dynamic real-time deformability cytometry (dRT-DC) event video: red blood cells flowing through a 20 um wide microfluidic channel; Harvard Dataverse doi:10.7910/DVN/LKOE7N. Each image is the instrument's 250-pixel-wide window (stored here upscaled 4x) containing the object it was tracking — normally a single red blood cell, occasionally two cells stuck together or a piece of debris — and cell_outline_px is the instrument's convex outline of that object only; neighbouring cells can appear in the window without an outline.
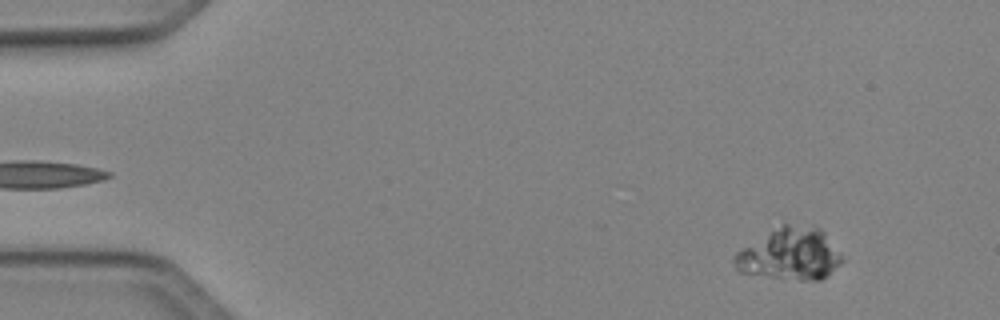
{"species": "Egyptian fruit bat (a non-hibernating species)", "species_latin": "Rousettus aegyptiacus", "temperature_condition": "cold", "stored_images_in_passage": 51, "camera_frame_rate_fps": 3000, "um_per_image_px": 0.085, "animal": {"sex": "female"}, "frame": {"image": 1, "passage_image": 5, "time_ms": 1.333, "image_size_px": [1000, 320], "cell_outline_px": [[844, 260], [840, 264], [820, 280], [800, 280], [736, 272], [732, 260], [732, 256], [740, 248], [784, 220], [816, 224], [824, 232], [840, 252]], "centroid_in_image_um": [67.1, 21.51], "position_along_channel_um": 17.9, "area_um2": 33.81}}
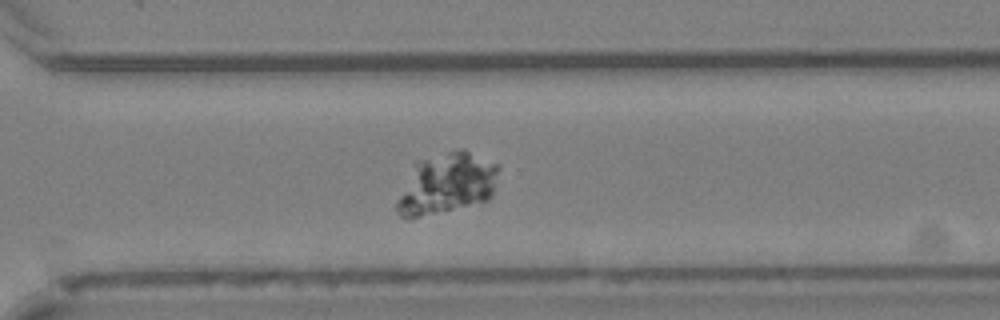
{"frame": {"image": 2, "passage_image": 37, "time_ms": 12.0, "image_size_px": [1000, 320], "cell_outline_px": [[500, 168], [492, 196], [488, 200], [416, 216], [400, 216], [396, 208], [396, 204], [412, 160], [456, 148], [464, 148], [500, 164]], "centroid_in_image_um": [37.98, 15.49], "position_along_channel_um": 332.6, "area_um2": 36.41}}
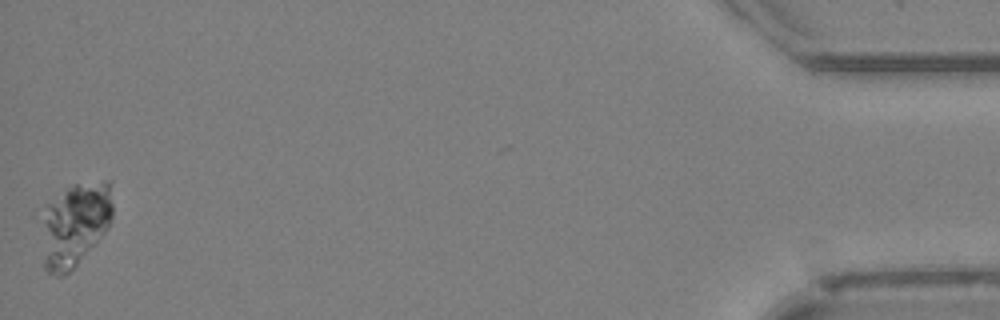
{"frame": {"image": 3, "passage_image": 51, "time_ms": 16.667, "image_size_px": [1000, 320], "cell_outline_px": [[112, 220], [108, 228], [76, 264], [64, 276], [56, 276], [48, 272], [44, 268], [44, 260], [48, 204], [64, 188], [72, 184], [108, 180], [112, 180]], "centroid_in_image_um": [6.47, 19.02], "position_along_channel_um": 428.7, "area_um2": 33.7}}